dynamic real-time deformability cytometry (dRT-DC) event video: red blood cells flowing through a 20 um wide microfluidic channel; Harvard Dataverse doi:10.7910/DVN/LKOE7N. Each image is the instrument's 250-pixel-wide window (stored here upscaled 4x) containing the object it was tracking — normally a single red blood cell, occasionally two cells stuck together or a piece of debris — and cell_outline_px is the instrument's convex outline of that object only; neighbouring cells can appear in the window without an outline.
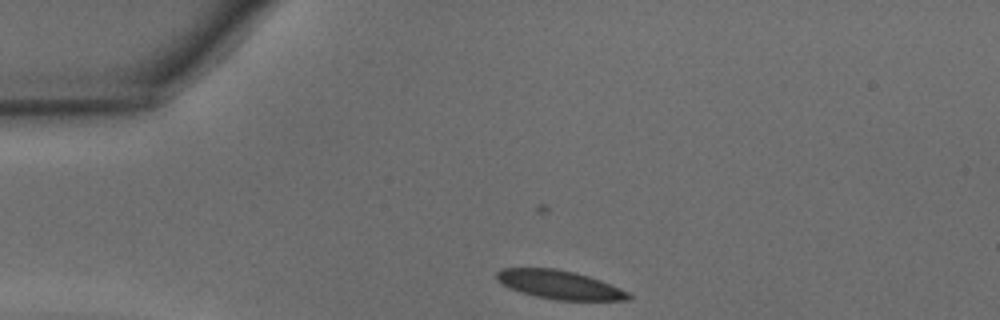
{"species": "common noctule bat (a hibernating species)", "species_latin": "Nyctalus noctula", "temperature_condition": "warm", "stored_images_in_passage": 37, "camera_frame_rate_fps": 3000, "um_per_image_px": 0.085, "animal": {"sex": "male", "body_mass_g": 15.6}, "frame": {"image": 1, "passage_image": 1, "time_ms": 0.0, "image_size_px": [1000, 320], "cell_outline_px": [[632, 296], [628, 300], [556, 300], [536, 296], [520, 292], [504, 284], [496, 276], [496, 272], [500, 268], [556, 268], [576, 272], [600, 280], [620, 288], [628, 292]], "centroid_in_image_um": [47.58, 24.19], "position_along_channel_um": 37.4, "area_um2": 21.79}}
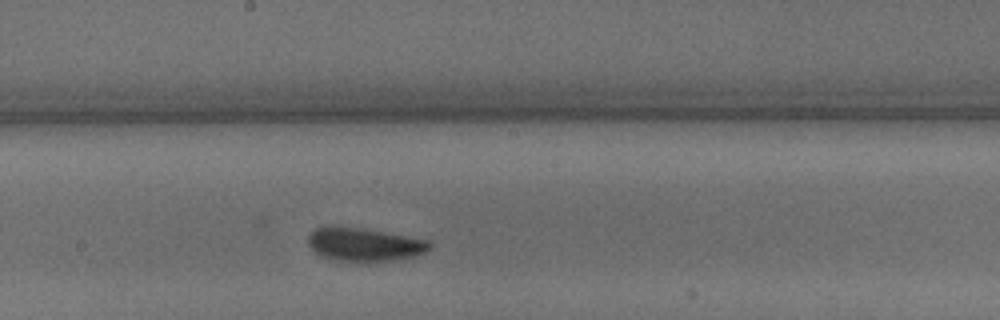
{"frame": {"image": 2, "passage_image": 16, "time_ms": 5.0, "image_size_px": [1000, 320], "cell_outline_px": [[432, 248], [424, 252], [412, 256], [396, 260], [368, 264], [332, 260], [316, 252], [308, 244], [308, 236], [316, 228], [364, 228], [428, 240], [432, 244]], "centroid_in_image_um": [31.02, 20.84], "position_along_channel_um": 217.2, "area_um2": 23.7}}
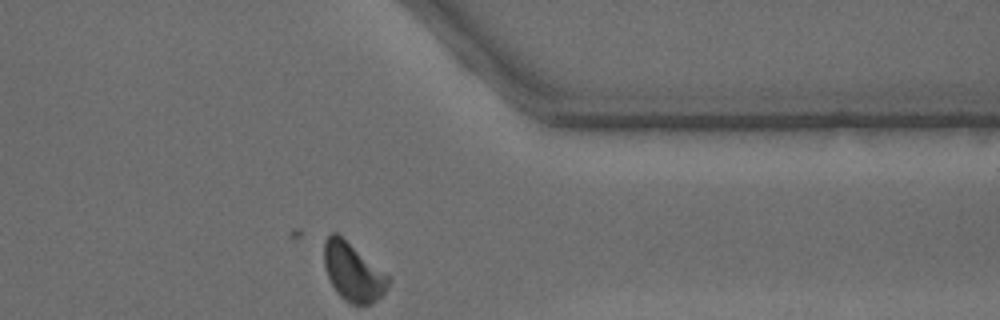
{"frame": {"image": 3, "passage_image": 28, "time_ms": 9.0, "image_size_px": [1000, 320], "cell_outline_px": [[392, 280], [388, 288], [372, 304], [352, 304], [344, 300], [336, 292], [324, 268], [324, 240], [332, 232], [336, 232], [392, 276]], "centroid_in_image_um": [30.04, 23.12], "position_along_channel_um": 381.4, "area_um2": 22.08}, "authors_computed_cell_mechanics": {"area_um2": 22.253, "velocity_mm_per_s": 4.3094, "shape_relaxation_time_tau1_ms": 2.277, "shape_relaxation_time_tau2_ms": null, "deformation_change_tau1": 0.0873, "deformation_change_tau2": null}}